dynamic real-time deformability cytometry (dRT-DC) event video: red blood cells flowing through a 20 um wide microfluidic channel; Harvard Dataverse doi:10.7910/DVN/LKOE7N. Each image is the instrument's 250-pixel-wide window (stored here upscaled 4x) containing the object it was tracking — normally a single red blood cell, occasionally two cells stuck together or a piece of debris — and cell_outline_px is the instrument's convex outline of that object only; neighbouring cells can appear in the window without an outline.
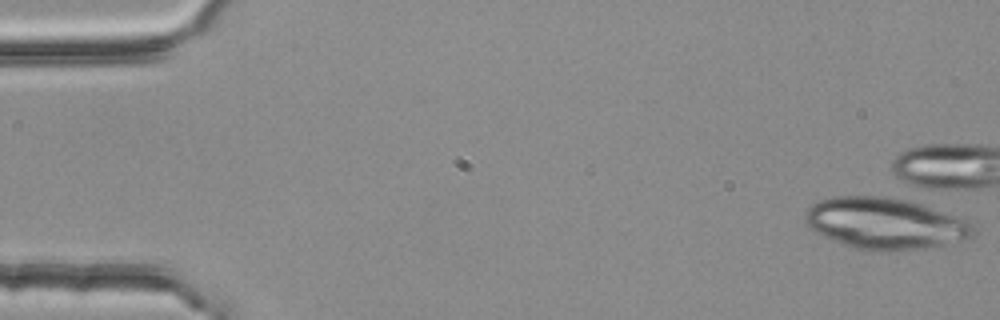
{"species": "common noctule bat (a hibernating species)", "species_latin": "Nyctalus noctula", "temperature_condition": "room temperature", "stored_images_in_passage": 5, "camera_frame_rate_fps": 3000, "um_per_image_px": 0.085, "animal": {"sex": "female", "body_mass_g": 25.1}, "frame": {"image": 1, "passage_image": 1, "time_ms": 0.0, "image_size_px": [1000, 320], "cell_outline_px": [[972, 236], [964, 240], [924, 248], [856, 248], [844, 244], [816, 232], [804, 220], [804, 216], [808, 208], [812, 204], [820, 200], [836, 196], [876, 196], [908, 200], [956, 216], [972, 224]], "centroid_in_image_um": [75.2, 18.95], "position_along_channel_um": 9.8, "area_um2": 48.55}}